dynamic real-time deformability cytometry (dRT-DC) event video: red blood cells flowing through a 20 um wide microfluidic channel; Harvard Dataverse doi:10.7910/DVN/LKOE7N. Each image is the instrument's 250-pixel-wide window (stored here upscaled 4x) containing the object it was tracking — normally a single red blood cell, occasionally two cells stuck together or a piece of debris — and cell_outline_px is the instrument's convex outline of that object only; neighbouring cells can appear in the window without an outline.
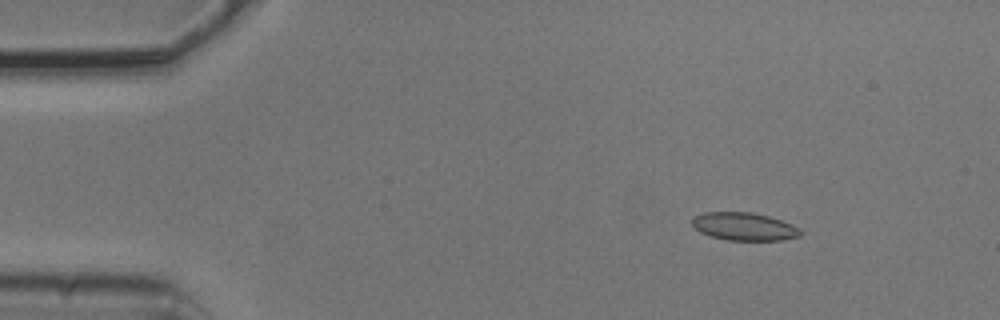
{"species": "common noctule bat (a hibernating species)", "species_latin": "Nyctalus noctula", "temperature_condition": "cold", "stored_images_in_passage": 4, "camera_frame_rate_fps": 3000, "um_per_image_px": 0.085, "animal": {"sex": "male", "body_mass_g": 20.5, "forearm_length_mm": 52.5}, "frame": {"image": 1, "passage_image": 2, "time_ms": 0.333, "image_size_px": [1000, 320], "cell_outline_px": [[804, 232], [800, 236], [780, 240], [728, 240], [708, 236], [700, 232], [692, 224], [692, 216], [704, 212], [752, 212], [768, 216], [792, 224], [800, 228]], "centroid_in_image_um": [63.25, 19.25], "position_along_channel_um": 21.8, "area_um2": 17.74}}